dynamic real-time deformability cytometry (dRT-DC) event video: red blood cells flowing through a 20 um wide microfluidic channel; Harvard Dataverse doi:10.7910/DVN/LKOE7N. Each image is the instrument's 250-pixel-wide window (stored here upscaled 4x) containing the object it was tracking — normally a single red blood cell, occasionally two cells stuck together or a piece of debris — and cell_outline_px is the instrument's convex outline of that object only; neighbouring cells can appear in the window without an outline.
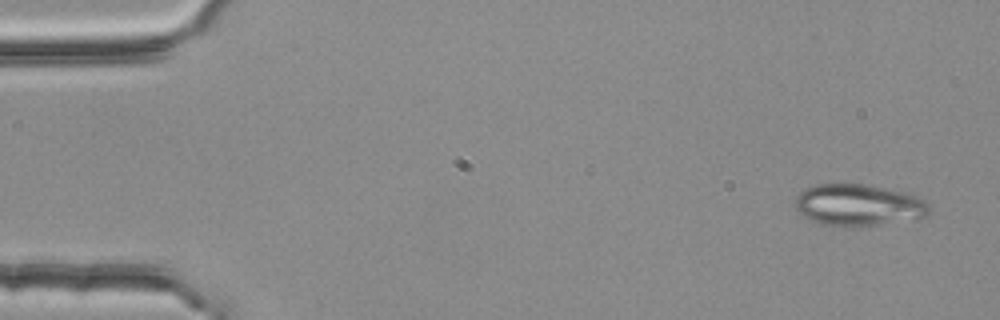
{"species": "common noctule bat (a hibernating species)", "species_latin": "Nyctalus noctula", "temperature_condition": "room temperature", "stored_images_in_passage": 5, "camera_frame_rate_fps": 3000, "um_per_image_px": 0.085, "animal": {"sex": "female", "body_mass_g": 25.1}, "frame": {"image": 1, "passage_image": 1, "time_ms": 0.0, "image_size_px": [1000, 320], "cell_outline_px": [[932, 212], [928, 216], [920, 220], [852, 228], [820, 224], [800, 216], [796, 208], [796, 196], [804, 188], [816, 184], [864, 184], [912, 192], [920, 196], [932, 208]], "centroid_in_image_um": [73.07, 17.45], "position_along_channel_um": 11.9, "area_um2": 34.04}}